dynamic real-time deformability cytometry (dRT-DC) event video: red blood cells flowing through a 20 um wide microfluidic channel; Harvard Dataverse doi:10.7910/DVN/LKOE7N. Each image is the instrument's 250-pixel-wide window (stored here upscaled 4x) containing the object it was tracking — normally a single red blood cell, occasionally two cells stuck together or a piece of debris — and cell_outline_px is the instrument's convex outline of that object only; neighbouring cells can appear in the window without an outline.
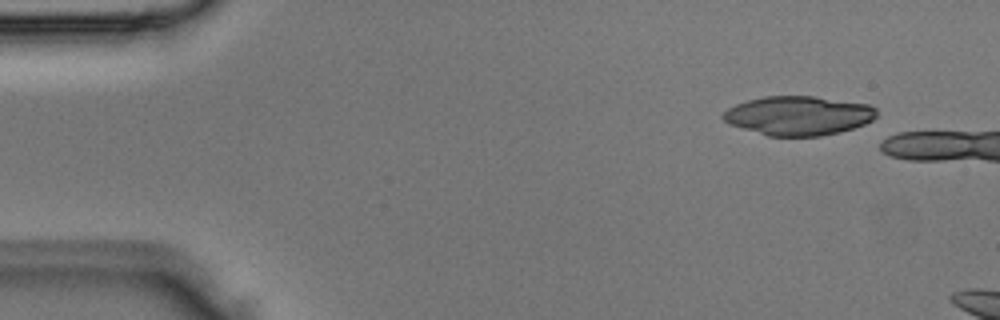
{"species": "Egyptian fruit bat (a non-hibernating species)", "species_latin": "Rousettus aegyptiacus", "temperature_condition": "room temperature", "stored_images_in_passage": 2, "camera_frame_rate_fps": 3000, "um_per_image_px": 0.085, "animal": {"sex": "male"}, "frame": {"image": 1, "passage_image": 1, "time_ms": 0.0, "image_size_px": [1000, 320], "cell_outline_px": [[876, 116], [872, 120], [864, 124], [840, 132], [820, 136], [768, 136], [728, 124], [720, 116], [728, 108], [736, 104], [748, 100], [764, 96], [812, 96], [868, 104], [876, 108]], "centroid_in_image_um": [67.84, 9.83], "position_along_channel_um": 17.2, "area_um2": 34.97}}